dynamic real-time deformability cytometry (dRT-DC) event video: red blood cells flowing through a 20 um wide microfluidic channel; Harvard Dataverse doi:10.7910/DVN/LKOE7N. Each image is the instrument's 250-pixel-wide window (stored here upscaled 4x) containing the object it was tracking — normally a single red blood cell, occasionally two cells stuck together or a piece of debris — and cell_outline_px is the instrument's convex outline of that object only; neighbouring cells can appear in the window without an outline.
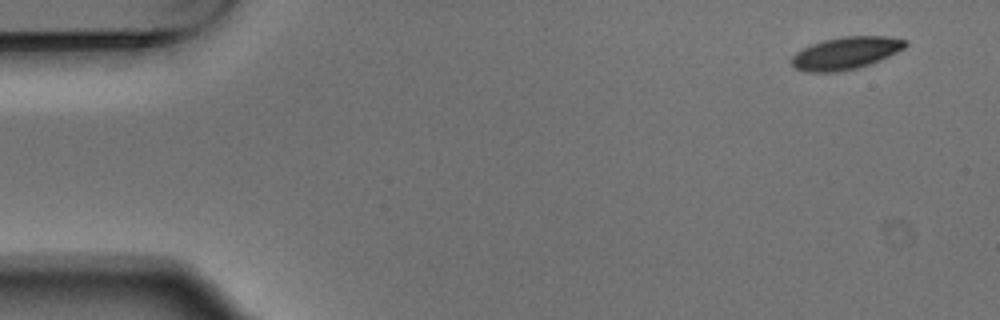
{"species": "Egyptian fruit bat (a non-hibernating species)", "species_latin": "Rousettus aegyptiacus", "temperature_condition": "warm", "stored_images_in_passage": 7, "camera_frame_rate_fps": 3000, "um_per_image_px": 0.085, "animal": {"sex": "male"}, "frame": {"image": 1, "passage_image": 1, "time_ms": 0.0, "image_size_px": [1000, 320], "cell_outline_px": [[908, 44], [904, 48], [880, 60], [856, 68], [836, 72], [804, 72], [796, 68], [788, 60], [796, 52], [812, 44], [824, 40], [844, 36], [888, 36], [908, 40]], "centroid_in_image_um": [71.88, 4.51], "position_along_channel_um": 13.1, "area_um2": 21.44}}
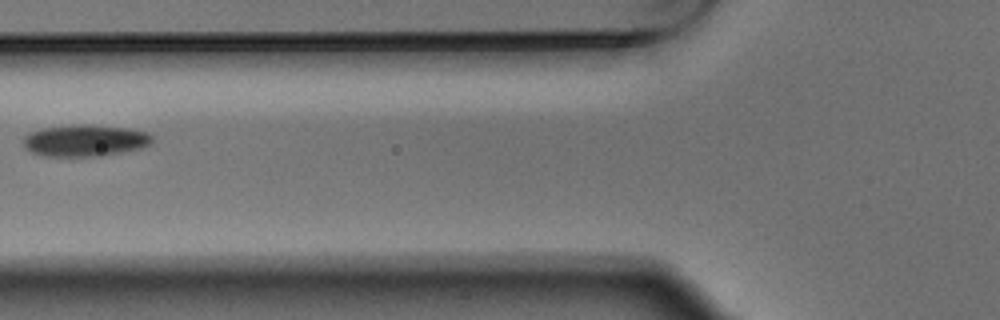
{"frame": {"image": 2, "passage_image": 6, "time_ms": 1.667, "image_size_px": [1000, 320], "cell_outline_px": [[152, 140], [148, 144], [140, 148], [100, 156], [44, 156], [32, 152], [24, 148], [20, 140], [28, 132], [40, 128], [72, 124], [92, 124], [132, 128], [148, 132], [152, 136]], "centroid_in_image_um": [7.16, 11.92], "position_along_channel_um": 118.6, "area_um2": 24.28}}
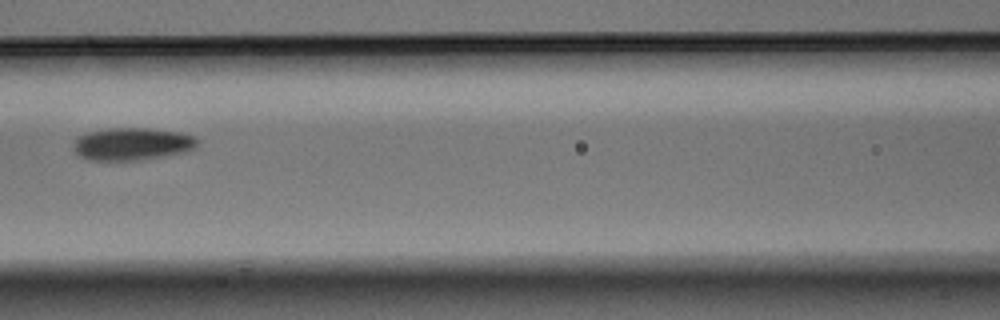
{"frame": {"image": 3, "passage_image": 7, "time_ms": 2.0, "image_size_px": [1000, 320], "cell_outline_px": [[200, 140], [196, 148], [188, 152], [140, 160], [88, 160], [80, 156], [72, 148], [76, 140], [80, 136], [88, 132], [108, 128], [148, 128], [180, 132], [192, 136]], "centroid_in_image_um": [11.28, 12.24], "position_along_channel_um": 155.3, "area_um2": 23.64}}